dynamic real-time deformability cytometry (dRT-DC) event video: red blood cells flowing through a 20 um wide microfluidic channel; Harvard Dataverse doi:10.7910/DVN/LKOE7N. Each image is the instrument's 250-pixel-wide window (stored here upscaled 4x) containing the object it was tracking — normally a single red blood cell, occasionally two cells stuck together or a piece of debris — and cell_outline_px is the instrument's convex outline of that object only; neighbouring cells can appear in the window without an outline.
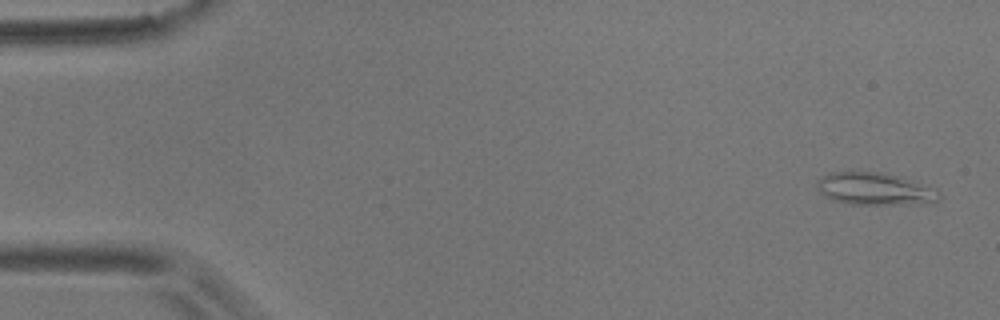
{"species": "common noctule bat (a hibernating species)", "species_latin": "Nyctalus noctula", "temperature_condition": "room temperature", "stored_images_in_passage": 5, "camera_frame_rate_fps": 3000, "um_per_image_px": 0.085, "animal": {"sex": "male", "body_mass_g": 17.9}, "frame": {"image": 1, "passage_image": 1, "time_ms": 0.0, "image_size_px": [1000, 320], "cell_outline_px": [[940, 200], [932, 204], [848, 204], [832, 200], [824, 196], [820, 192], [816, 184], [820, 176], [828, 172], [856, 168], [888, 172], [912, 180], [928, 188], [940, 196]], "centroid_in_image_um": [74.24, 16.0], "position_along_channel_um": 10.8, "area_um2": 23.93}}